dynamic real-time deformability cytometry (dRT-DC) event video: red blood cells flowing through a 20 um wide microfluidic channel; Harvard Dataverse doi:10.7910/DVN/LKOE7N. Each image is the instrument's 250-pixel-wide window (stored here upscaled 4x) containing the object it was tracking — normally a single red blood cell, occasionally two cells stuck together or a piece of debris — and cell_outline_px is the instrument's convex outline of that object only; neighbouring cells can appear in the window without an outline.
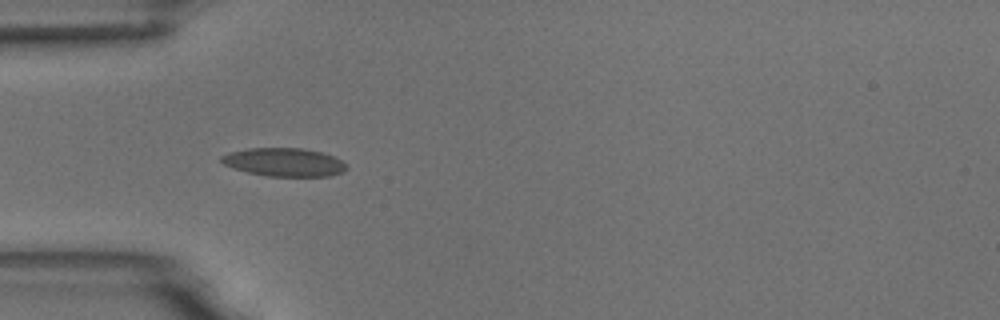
{"species": "common noctule bat (a hibernating species)", "species_latin": "Nyctalus noctula", "temperature_condition": "room temperature", "stored_images_in_passage": 5, "camera_frame_rate_fps": 3000, "um_per_image_px": 0.085, "animal": {"sex": "male", "body_mass_g": 18.8}, "frame": {"image": 1, "passage_image": 4, "time_ms": 3.333, "image_size_px": [1000, 320], "cell_outline_px": [[348, 168], [344, 172], [328, 176], [268, 176], [248, 172], [232, 168], [224, 164], [220, 160], [220, 156], [228, 152], [248, 148], [304, 148], [320, 152], [332, 156], [340, 160]], "centroid_in_image_um": [24.11, 13.78], "position_along_channel_um": 60.9, "area_um2": 20.63}}